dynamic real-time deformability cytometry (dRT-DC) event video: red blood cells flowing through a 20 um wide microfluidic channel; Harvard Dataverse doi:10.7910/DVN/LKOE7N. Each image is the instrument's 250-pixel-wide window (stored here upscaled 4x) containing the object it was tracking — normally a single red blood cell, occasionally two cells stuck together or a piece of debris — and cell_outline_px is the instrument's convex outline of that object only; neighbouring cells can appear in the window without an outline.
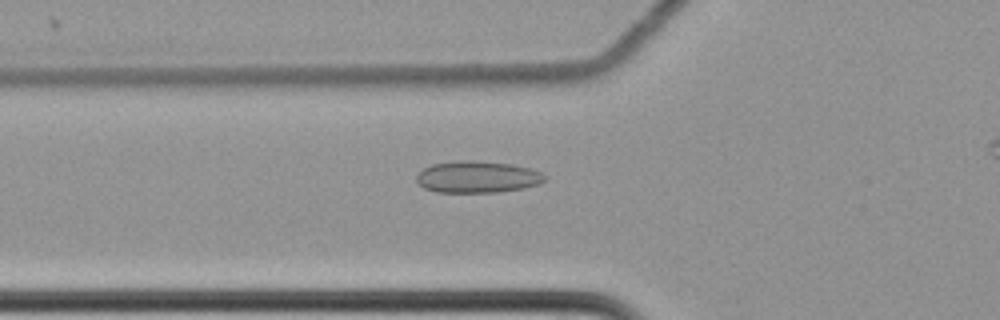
{"species": "common noctule bat (a hibernating species)", "species_latin": "Nyctalus noctula", "temperature_condition": "cold", "stored_images_in_passage": 34, "camera_frame_rate_fps": 3000, "um_per_image_px": 0.085, "animal": {"sex": "female", "body_mass_g": 22.7, "forearm_length_mm": 54.2}, "frame": {"image": 1, "passage_image": 2, "time_ms": 0.333, "image_size_px": [1000, 320], "cell_outline_px": [[544, 180], [540, 184], [524, 188], [496, 192], [436, 192], [424, 188], [416, 180], [416, 176], [424, 168], [432, 164], [464, 160], [472, 160], [512, 164], [532, 168], [540, 172], [544, 176]], "centroid_in_image_um": [40.58, 15.04], "position_along_channel_um": 85.2, "area_um2": 23.64}}
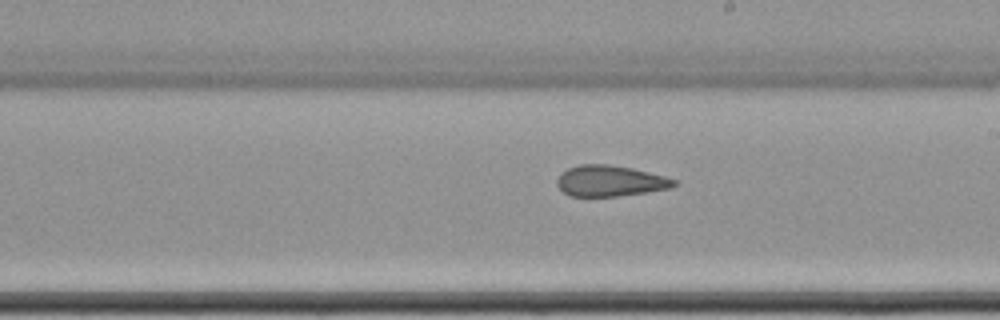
{"frame": {"image": 2, "passage_image": 15, "time_ms": 4.667, "image_size_px": [1000, 320], "cell_outline_px": [[676, 184], [672, 188], [616, 196], [568, 196], [556, 184], [556, 180], [568, 168], [580, 164], [608, 164], [632, 168], [664, 176], [676, 180]], "centroid_in_image_um": [51.85, 15.37], "position_along_channel_um": 237.2, "area_um2": 20.87}}
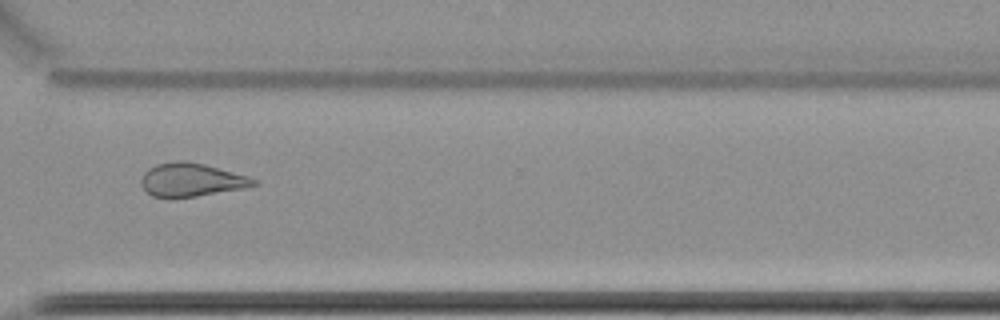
{"frame": {"image": 3, "passage_image": 25, "time_ms": 8.0, "image_size_px": [1000, 320], "cell_outline_px": [[260, 184], [248, 188], [172, 200], [168, 200], [152, 196], [140, 184], [140, 180], [144, 172], [148, 168], [156, 164], [180, 160], [184, 160], [204, 164], [248, 176], [260, 180]], "centroid_in_image_um": [16.28, 15.32], "position_along_channel_um": 354.3, "area_um2": 22.6}}